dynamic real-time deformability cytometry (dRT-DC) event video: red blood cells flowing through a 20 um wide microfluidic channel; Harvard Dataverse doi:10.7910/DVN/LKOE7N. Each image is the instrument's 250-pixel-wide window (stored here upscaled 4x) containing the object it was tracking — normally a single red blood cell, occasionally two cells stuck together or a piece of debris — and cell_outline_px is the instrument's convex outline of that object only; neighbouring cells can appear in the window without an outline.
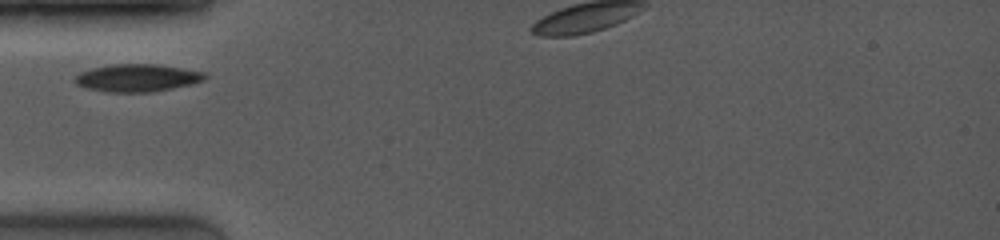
{"species": "common noctule bat (a hibernating species)", "species_latin": "Nyctalus noctula", "temperature_condition": "room temperature", "stored_images_in_passage": 18, "camera_frame_rate_fps": 4000, "um_per_image_px": 0.085, "animal": {"sex": "female", "body_mass_g": 19.0, "forearm_length_mm": 53.3}, "frame": {"image": 1, "passage_image": 1, "time_ms": 0.0, "image_size_px": [1000, 240], "cell_outline_px": [[208, 76], [204, 80], [192, 84], [152, 92], [104, 92], [88, 88], [76, 84], [72, 80], [80, 72], [92, 68], [112, 64], [156, 64], [204, 72]], "centroid_in_image_um": [11.65, 6.62], "position_along_channel_um": 73.4, "area_um2": 20.87}}
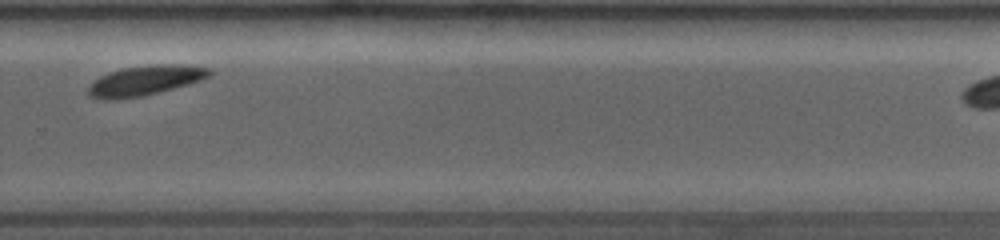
{"frame": {"image": 2, "passage_image": 13, "time_ms": 6.25, "image_size_px": [1000, 240], "cell_outline_px": [[212, 72], [208, 76], [200, 80], [188, 84], [144, 96], [116, 100], [100, 100], [88, 96], [88, 84], [92, 80], [100, 76], [124, 68], [152, 64], [188, 64], [208, 68]], "centroid_in_image_um": [12.27, 6.85], "position_along_channel_um": 317.5, "area_um2": 21.33}}
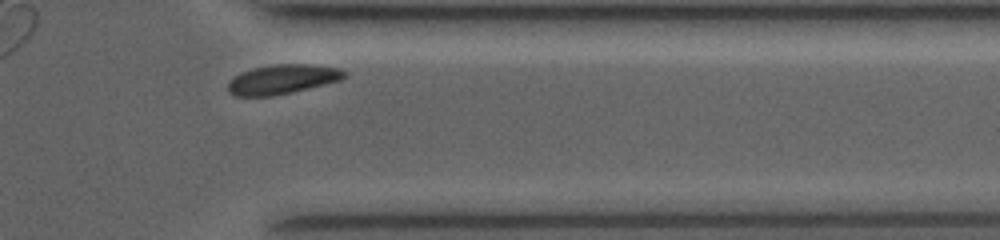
{"frame": {"image": 3, "passage_image": 17, "time_ms": 8.0, "image_size_px": [1000, 240], "cell_outline_px": [[348, 76], [340, 80], [292, 92], [272, 96], [236, 96], [228, 92], [228, 84], [240, 72], [252, 68], [276, 64], [308, 64], [340, 68], [348, 72]], "centroid_in_image_um": [24.03, 6.73], "position_along_channel_um": 387.4, "area_um2": 19.94}}